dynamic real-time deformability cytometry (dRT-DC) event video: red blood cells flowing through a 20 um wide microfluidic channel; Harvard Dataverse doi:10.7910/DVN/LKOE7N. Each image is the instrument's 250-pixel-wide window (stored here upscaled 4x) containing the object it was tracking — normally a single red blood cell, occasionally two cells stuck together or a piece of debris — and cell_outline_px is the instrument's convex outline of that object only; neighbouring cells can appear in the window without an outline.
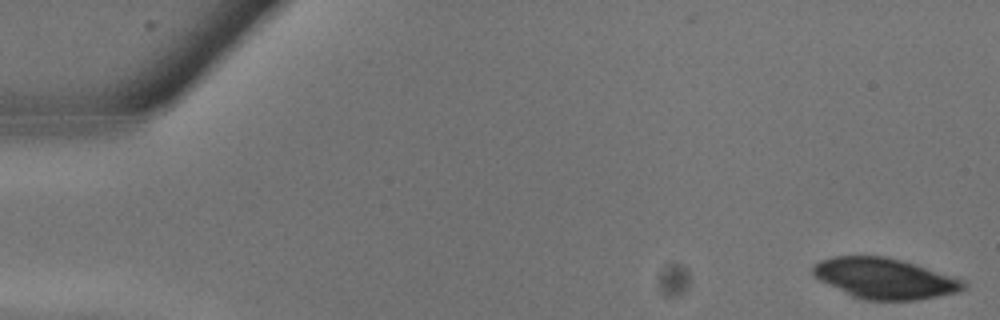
{"species": "common noctule bat (a hibernating species)", "species_latin": "Nyctalus noctula", "temperature_condition": "warm", "stored_images_in_passage": 8, "camera_frame_rate_fps": 3000, "um_per_image_px": 0.085, "animal": {"sex": "male", "body_mass_g": 13.3}, "frame": {"image": 1, "passage_image": 1, "time_ms": 0.0, "image_size_px": [1000, 320], "cell_outline_px": [[968, 284], [960, 292], [916, 300], [864, 300], [852, 296], [820, 280], [812, 272], [812, 268], [820, 260], [832, 256], [884, 256], [916, 264], [964, 280]], "centroid_in_image_um": [75.22, 23.67], "position_along_channel_um": 9.8, "area_um2": 35.43}}